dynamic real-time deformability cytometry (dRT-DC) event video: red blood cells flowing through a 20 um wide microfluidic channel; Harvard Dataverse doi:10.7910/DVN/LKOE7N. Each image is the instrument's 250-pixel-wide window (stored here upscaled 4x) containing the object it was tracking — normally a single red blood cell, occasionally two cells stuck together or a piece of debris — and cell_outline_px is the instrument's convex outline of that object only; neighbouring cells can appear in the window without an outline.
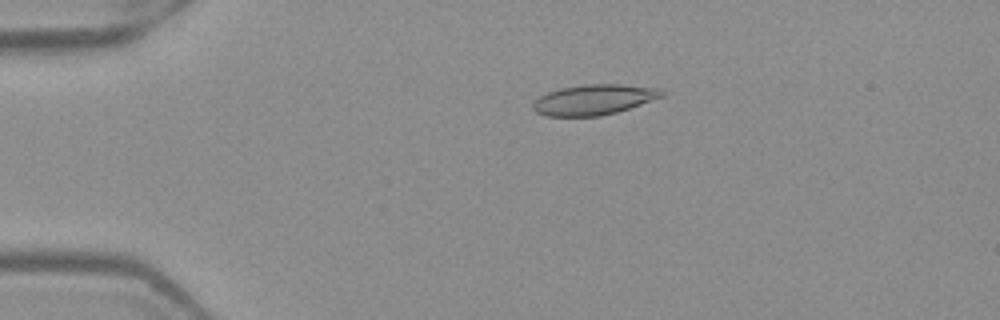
{"species": "Egyptian fruit bat (a non-hibernating species)", "species_latin": "Rousettus aegyptiacus", "temperature_condition": "warm", "stored_images_in_passage": 51, "camera_frame_rate_fps": 3000, "um_per_image_px": 0.085, "frame": {"image": 1, "passage_image": 11, "time_ms": 3.333, "image_size_px": [1000, 320], "cell_outline_px": [[664, 96], [616, 112], [600, 116], [548, 116], [536, 112], [532, 108], [532, 104], [540, 96], [548, 92], [560, 88], [584, 84], [620, 84], [660, 88], [664, 92]], "centroid_in_image_um": [50.47, 8.46], "position_along_channel_um": 34.5, "area_um2": 22.66}}
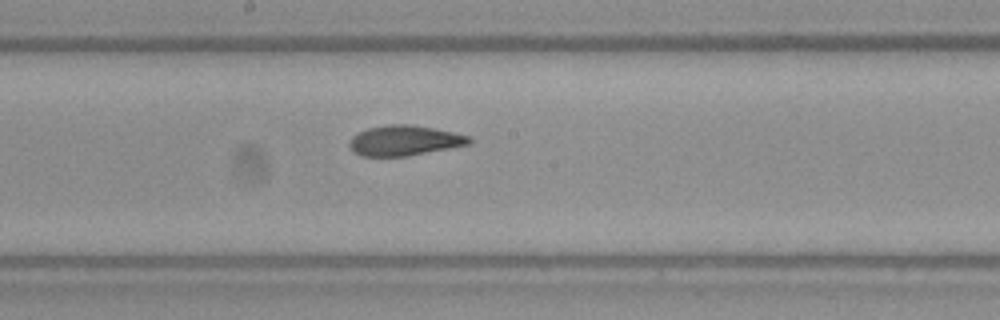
{"frame": {"image": 2, "passage_image": 28, "time_ms": 9.0, "image_size_px": [1000, 320], "cell_outline_px": [[472, 140], [468, 144], [408, 156], [360, 156], [352, 152], [348, 144], [348, 140], [352, 136], [368, 128], [388, 124], [412, 124], [472, 136]], "centroid_in_image_um": [34.33, 11.94], "position_along_channel_um": 213.9, "area_um2": 21.1}}
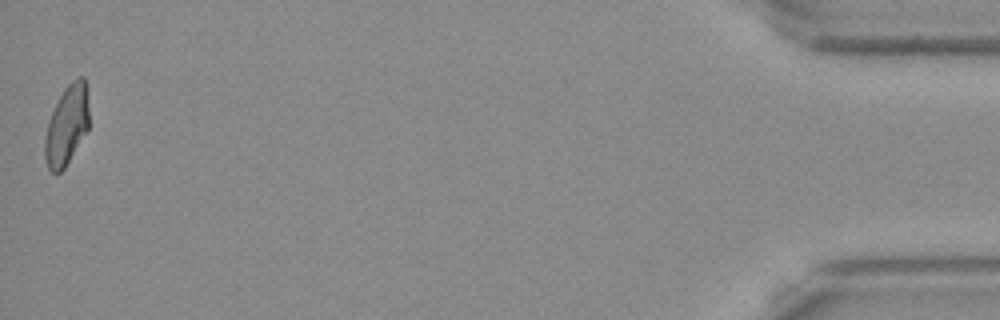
{"frame": {"image": 3, "passage_image": 51, "time_ms": 16.667, "image_size_px": [1000, 320], "cell_outline_px": [[88, 128], [64, 168], [60, 172], [52, 172], [48, 168], [44, 156], [44, 136], [48, 120], [64, 88], [72, 80], [80, 76], [84, 76], [88, 108]], "centroid_in_image_um": [5.64, 10.64], "position_along_channel_um": 429.6, "area_um2": 20.17}, "authors_computed_cell_mechanics": {"area_um2": 21.675, "velocity_mm_per_s": 3.9978, "shape_relaxation_time_tau1_ms": 9.8974, "shape_relaxation_time_tau2_ms": 2.0721, "deformation_change_tau1": 0.2288, "deformation_change_tau2": 0.0886}}